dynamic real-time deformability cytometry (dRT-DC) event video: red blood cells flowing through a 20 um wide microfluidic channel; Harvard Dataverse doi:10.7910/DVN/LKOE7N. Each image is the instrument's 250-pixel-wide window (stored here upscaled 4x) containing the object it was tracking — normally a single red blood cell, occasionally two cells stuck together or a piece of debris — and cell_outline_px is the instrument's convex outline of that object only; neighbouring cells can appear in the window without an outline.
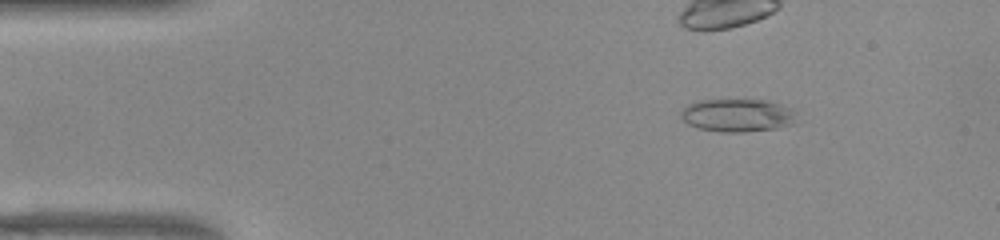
{"species": "common noctule bat (a hibernating species)", "species_latin": "Nyctalus noctula", "temperature_condition": "warm", "stored_images_in_passage": 44, "camera_frame_rate_fps": 3000, "um_per_image_px": 0.085, "animal": {"sex": "female", "body_mass_g": 22.0, "forearm_length_mm": 56.7}, "frame": {"image": 1, "passage_image": 7, "time_ms": 2.0, "image_size_px": [1000, 240], "cell_outline_px": [[792, 116], [788, 124], [776, 128], [744, 132], [720, 132], [696, 128], [688, 124], [680, 116], [680, 112], [688, 104], [696, 100], [764, 100], [788, 108]], "centroid_in_image_um": [62.51, 9.81], "position_along_channel_um": 22.5, "area_um2": 21.56}}